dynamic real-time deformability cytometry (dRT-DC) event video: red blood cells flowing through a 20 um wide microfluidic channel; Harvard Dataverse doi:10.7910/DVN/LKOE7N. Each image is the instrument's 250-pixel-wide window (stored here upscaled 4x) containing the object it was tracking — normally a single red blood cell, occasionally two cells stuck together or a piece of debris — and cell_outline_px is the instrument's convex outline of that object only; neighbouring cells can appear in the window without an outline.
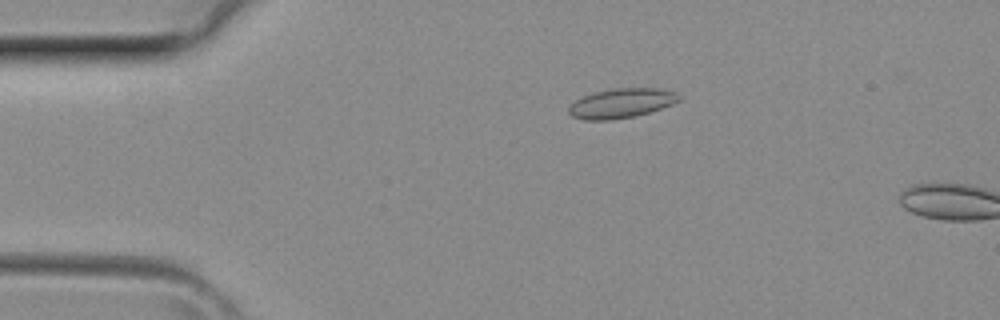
{"species": "common noctule bat (a hibernating species)", "species_latin": "Nyctalus noctula", "temperature_condition": "room temperature", "stored_images_in_passage": 2, "camera_frame_rate_fps": 3000, "um_per_image_px": 0.085, "animal": {"sex": "female", "body_mass_g": 29.2, "forearm_length_mm": 56.3}, "frame": {"image": 1, "passage_image": 1, "time_ms": 0.0, "image_size_px": [1000, 320], "cell_outline_px": [[680, 100], [672, 104], [636, 116], [608, 120], [584, 120], [572, 116], [568, 112], [568, 108], [576, 100], [584, 96], [596, 92], [616, 88], [656, 88], [676, 92], [680, 96]], "centroid_in_image_um": [52.82, 8.78], "position_along_channel_um": 32.2, "area_um2": 18.73}}